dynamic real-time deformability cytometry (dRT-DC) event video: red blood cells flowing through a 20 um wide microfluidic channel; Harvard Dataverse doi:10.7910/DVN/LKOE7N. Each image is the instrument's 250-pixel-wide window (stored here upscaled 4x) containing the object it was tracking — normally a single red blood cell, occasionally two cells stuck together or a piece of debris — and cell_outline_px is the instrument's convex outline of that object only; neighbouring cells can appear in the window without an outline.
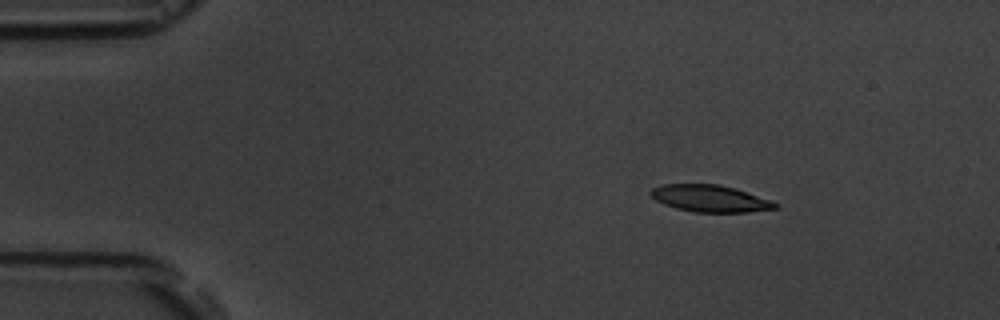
{"species": "common noctule bat (a hibernating species)", "species_latin": "Nyctalus noctula", "temperature_condition": "room temperature", "stored_images_in_passage": 5, "camera_frame_rate_fps": 3000, "um_per_image_px": 0.085, "animal": {"sex": "male", "body_mass_g": 19.5, "forearm_length_mm": 54.6}, "frame": {"image": 1, "passage_image": 2, "time_ms": 1.333, "image_size_px": [1000, 320], "cell_outline_px": [[780, 208], [748, 212], [696, 212], [676, 208], [664, 204], [656, 200], [648, 192], [652, 188], [664, 184], [720, 184], [736, 188], [772, 200], [780, 204]], "centroid_in_image_um": [60.41, 16.87], "position_along_channel_um": 24.6, "area_um2": 19.71}}